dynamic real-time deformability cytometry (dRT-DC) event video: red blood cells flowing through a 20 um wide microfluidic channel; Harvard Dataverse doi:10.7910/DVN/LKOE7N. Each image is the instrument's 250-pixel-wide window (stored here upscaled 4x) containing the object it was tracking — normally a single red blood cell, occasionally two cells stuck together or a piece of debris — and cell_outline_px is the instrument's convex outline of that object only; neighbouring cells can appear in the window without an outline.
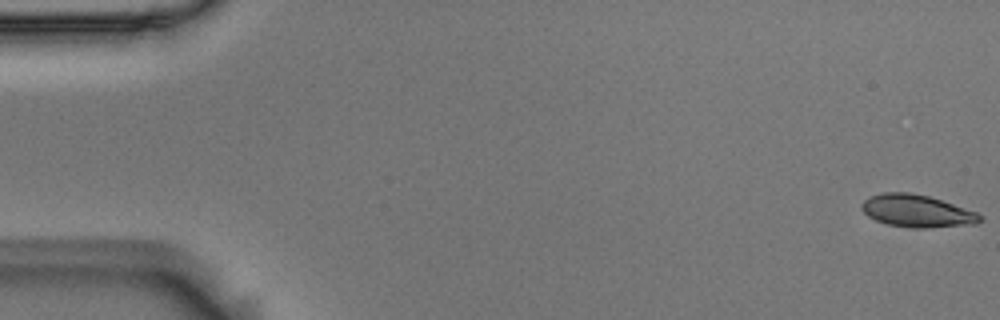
{"species": "Egyptian fruit bat (a non-hibernating species)", "species_latin": "Rousettus aegyptiacus", "temperature_condition": "room temperature", "stored_images_in_passage": 54, "camera_frame_rate_fps": 3000, "um_per_image_px": 0.085, "animal": {"sex": "male"}, "frame": {"image": 1, "passage_image": 1, "time_ms": 0.0, "image_size_px": [1000, 320], "cell_outline_px": [[980, 220], [976, 224], [928, 228], [912, 228], [888, 224], [876, 220], [868, 216], [864, 212], [860, 204], [868, 196], [884, 192], [908, 192], [928, 196], [976, 212], [980, 216]], "centroid_in_image_um": [77.89, 17.93], "position_along_channel_um": 7.1, "area_um2": 22.14}}
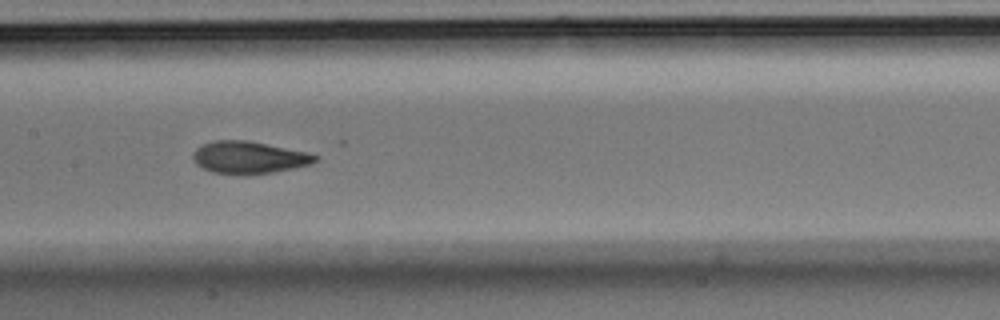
{"frame": {"image": 2, "passage_image": 27, "time_ms": 8.667, "image_size_px": [1000, 320], "cell_outline_px": [[320, 156], [312, 164], [272, 172], [248, 176], [236, 176], [212, 172], [196, 164], [192, 160], [192, 156], [196, 148], [204, 144], [216, 140], [248, 140], [308, 152]], "centroid_in_image_um": [21.15, 13.4], "position_along_channel_um": 186.2, "area_um2": 23.35}}
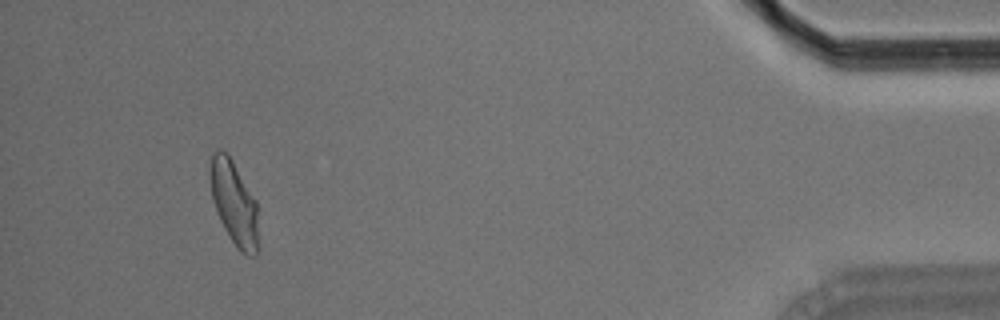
{"frame": {"image": 3, "passage_image": 51, "time_ms": 16.667, "image_size_px": [1000, 320], "cell_outline_px": [[256, 256], [248, 256], [240, 252], [236, 248], [224, 228], [216, 212], [212, 200], [208, 180], [208, 172], [212, 152], [216, 148], [228, 152], [256, 200]], "centroid_in_image_um": [19.82, 17.16], "position_along_channel_um": 415.4, "area_um2": 23.87}, "authors_computed_cell_mechanics": {"area_um2": 23.0044, "velocity_mm_per_s": 3.711, "shape_relaxation_time_tau1_ms": null, "shape_relaxation_time_tau2_ms": 1.3105, "deformation_change_tau1": null, "deformation_change_tau2": 0.0571}}